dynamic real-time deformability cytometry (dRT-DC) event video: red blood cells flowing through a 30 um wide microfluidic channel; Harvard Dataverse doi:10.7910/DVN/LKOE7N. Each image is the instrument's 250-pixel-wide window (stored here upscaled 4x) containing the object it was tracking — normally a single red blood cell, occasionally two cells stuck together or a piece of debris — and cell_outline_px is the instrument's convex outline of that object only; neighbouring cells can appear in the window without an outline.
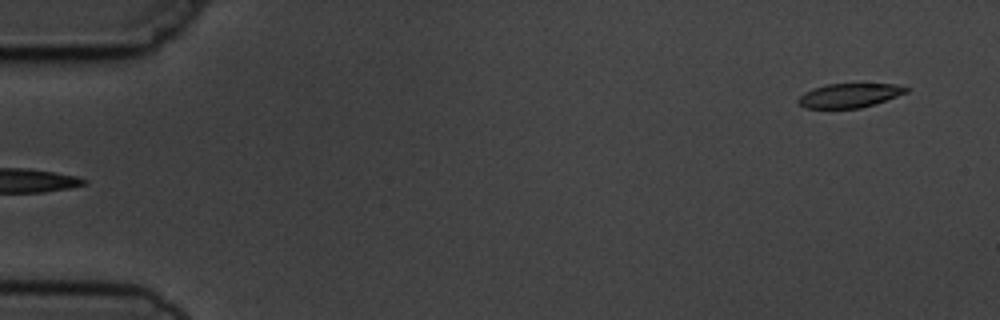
{"species": "common noctule bat (a hibernating species)", "species_latin": "Nyctalus noctula", "temperature_condition": "cold", "stored_images_in_passage": 5, "segment_of_instrument_passage": [2, 2], "camera_frame_rate_fps": 3000, "um_per_image_px": 0.085, "animal": {"sex": "male", "body_mass_g": 19.5, "forearm_length_mm": 54.6}, "frame": {"image": 1, "passage_image": 5, "time_ms": 5.333, "image_size_px": [1000, 320], "cell_outline_px": [[908, 92], [876, 104], [860, 108], [804, 108], [796, 100], [804, 92], [828, 84], [892, 84], [908, 88]], "centroid_in_image_um": [72.2, 8.12], "position_along_channel_um": 12.8, "area_um2": 15.03}}